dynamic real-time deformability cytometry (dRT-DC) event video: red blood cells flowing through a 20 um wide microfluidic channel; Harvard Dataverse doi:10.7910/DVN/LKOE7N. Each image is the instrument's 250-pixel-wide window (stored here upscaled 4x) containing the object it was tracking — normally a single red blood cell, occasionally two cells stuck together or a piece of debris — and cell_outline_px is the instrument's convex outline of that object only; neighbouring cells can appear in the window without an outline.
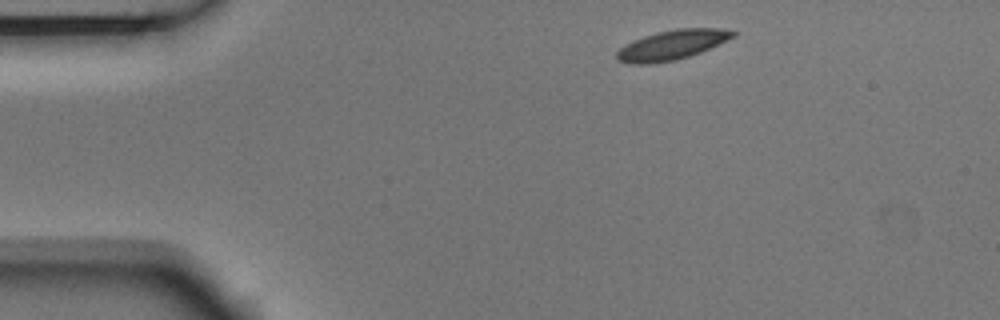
{"species": "Egyptian fruit bat (a non-hibernating species)", "species_latin": "Rousettus aegyptiacus", "temperature_condition": "room temperature", "stored_images_in_passage": 3, "camera_frame_rate_fps": 3000, "um_per_image_px": 0.085, "animal": {"sex": "male"}, "frame": {"image": 1, "passage_image": 1, "time_ms": 0.0, "image_size_px": [1000, 320], "cell_outline_px": [[736, 36], [700, 52], [676, 60], [648, 64], [632, 64], [616, 60], [616, 52], [624, 44], [632, 40], [656, 32], [676, 28], [720, 28], [736, 32]], "centroid_in_image_um": [57.07, 3.81], "position_along_channel_um": 27.9, "area_um2": 20.11}}